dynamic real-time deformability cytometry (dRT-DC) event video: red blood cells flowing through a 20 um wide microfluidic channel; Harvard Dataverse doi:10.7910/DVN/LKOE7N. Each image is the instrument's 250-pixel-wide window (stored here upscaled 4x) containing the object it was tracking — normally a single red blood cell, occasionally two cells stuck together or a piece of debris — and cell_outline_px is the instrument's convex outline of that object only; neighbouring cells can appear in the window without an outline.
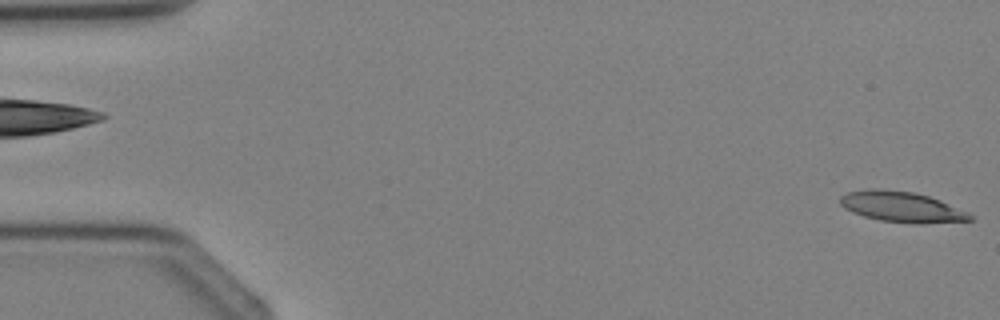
{"species": "Egyptian fruit bat (a non-hibernating species)", "species_latin": "Rousettus aegyptiacus", "temperature_condition": "cold", "stored_images_in_passage": 2, "camera_frame_rate_fps": 3000, "um_per_image_px": 0.085, "animal": {"sex": "female"}, "frame": {"image": 1, "passage_image": 2, "time_ms": 1.0, "image_size_px": [1000, 320], "cell_outline_px": [[972, 220], [920, 224], [880, 220], [864, 216], [852, 212], [844, 208], [840, 204], [840, 196], [848, 192], [868, 188], [876, 188], [912, 192], [928, 196], [940, 200], [968, 212], [972, 216]], "centroid_in_image_um": [76.62, 17.58], "position_along_channel_um": 8.4, "area_um2": 23.0}}